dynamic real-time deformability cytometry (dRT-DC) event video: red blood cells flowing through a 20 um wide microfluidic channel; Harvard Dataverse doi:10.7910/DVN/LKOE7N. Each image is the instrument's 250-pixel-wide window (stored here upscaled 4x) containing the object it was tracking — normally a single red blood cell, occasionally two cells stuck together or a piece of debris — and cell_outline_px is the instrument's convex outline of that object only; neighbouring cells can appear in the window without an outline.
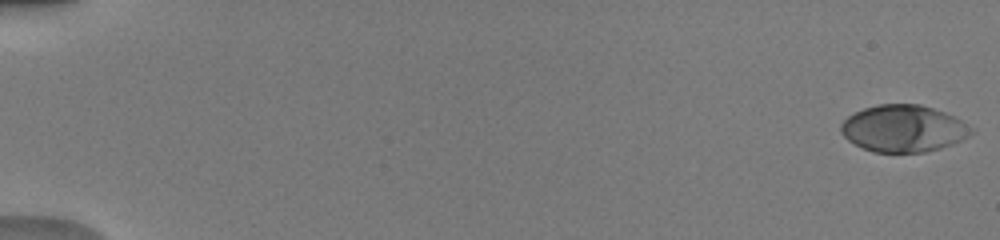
{"species": "human", "species_latin": "Homo sapiens", "temperature_condition": "warm", "stored_images_in_passage": 51, "camera_frame_rate_fps": 3000, "um_per_image_px": 0.085, "donor": {"sex": "male"}, "frame": {"image": 1, "passage_image": 1, "time_ms": 0.0, "image_size_px": [1000, 240], "cell_outline_px": [[976, 132], [952, 144], [940, 148], [924, 152], [872, 152], [848, 140], [840, 132], [840, 124], [848, 116], [864, 108], [880, 104], [920, 104], [944, 112], [960, 120]], "centroid_in_image_um": [76.77, 10.92], "position_along_channel_um": 8.2, "area_um2": 35.32}}
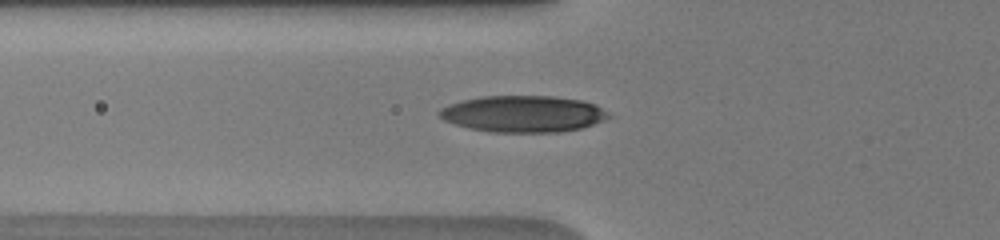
{"frame": {"image": 2, "passage_image": 20, "time_ms": 6.333, "image_size_px": [1000, 240], "cell_outline_px": [[612, 116], [604, 120], [580, 128], [560, 132], [492, 132], [468, 128], [444, 120], [436, 112], [440, 108], [448, 104], [480, 96], [552, 96], [580, 100], [596, 104], [608, 112]], "centroid_in_image_um": [44.45, 9.67], "position_along_channel_um": 81.3, "area_um2": 36.07}}
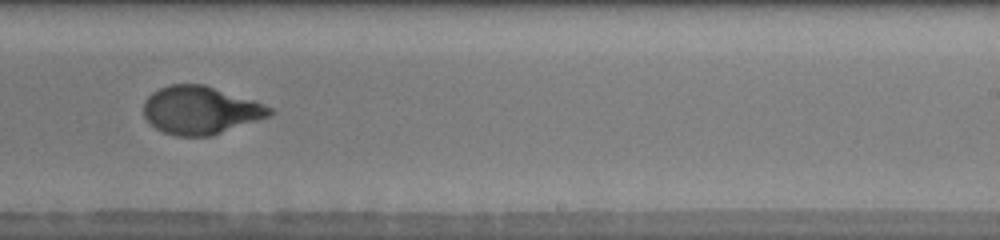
{"frame": {"image": 3, "passage_image": 34, "time_ms": 11.0, "image_size_px": [1000, 240], "cell_outline_px": [[276, 112], [272, 116], [212, 136], [176, 136], [164, 132], [156, 128], [144, 116], [144, 100], [152, 92], [168, 84], [204, 84], [252, 100], [272, 108]], "centroid_in_image_um": [17.06, 9.37], "position_along_channel_um": 271.9, "area_um2": 35.32}, "authors_computed_cell_mechanics": {"area_um2": 35.4314, "velocity_mm_per_s": 4.0683, "shape_relaxation_time_tau1_ms": 3.7154, "shape_relaxation_time_tau2_ms": null, "deformation_change_tau1": 0.2042, "deformation_change_tau2": null}}